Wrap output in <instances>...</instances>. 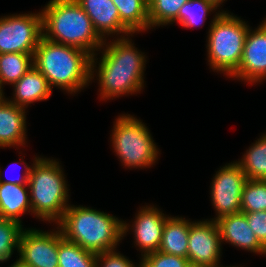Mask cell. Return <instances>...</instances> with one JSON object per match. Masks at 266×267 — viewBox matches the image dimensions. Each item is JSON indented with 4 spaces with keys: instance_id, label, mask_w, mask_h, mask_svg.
<instances>
[{
    "instance_id": "obj_1",
    "label": "cell",
    "mask_w": 266,
    "mask_h": 267,
    "mask_svg": "<svg viewBox=\"0 0 266 267\" xmlns=\"http://www.w3.org/2000/svg\"><path fill=\"white\" fill-rule=\"evenodd\" d=\"M130 36L132 35L123 38L117 36L110 42L104 40L100 48L103 49L100 61L97 62L98 53L91 58V81L96 74L100 86L99 95L103 100L138 94L144 88L146 58L143 52L135 48Z\"/></svg>"
},
{
    "instance_id": "obj_2",
    "label": "cell",
    "mask_w": 266,
    "mask_h": 267,
    "mask_svg": "<svg viewBox=\"0 0 266 267\" xmlns=\"http://www.w3.org/2000/svg\"><path fill=\"white\" fill-rule=\"evenodd\" d=\"M91 58L88 52L42 36L33 55V64L46 77L51 89L55 86L76 94L91 82Z\"/></svg>"
},
{
    "instance_id": "obj_3",
    "label": "cell",
    "mask_w": 266,
    "mask_h": 267,
    "mask_svg": "<svg viewBox=\"0 0 266 267\" xmlns=\"http://www.w3.org/2000/svg\"><path fill=\"white\" fill-rule=\"evenodd\" d=\"M62 236L95 254L116 250L123 239V221L96 209L69 205L56 223Z\"/></svg>"
},
{
    "instance_id": "obj_4",
    "label": "cell",
    "mask_w": 266,
    "mask_h": 267,
    "mask_svg": "<svg viewBox=\"0 0 266 267\" xmlns=\"http://www.w3.org/2000/svg\"><path fill=\"white\" fill-rule=\"evenodd\" d=\"M44 7L41 10L44 38L79 48L91 56L101 50L104 40L76 0H50Z\"/></svg>"
},
{
    "instance_id": "obj_5",
    "label": "cell",
    "mask_w": 266,
    "mask_h": 267,
    "mask_svg": "<svg viewBox=\"0 0 266 267\" xmlns=\"http://www.w3.org/2000/svg\"><path fill=\"white\" fill-rule=\"evenodd\" d=\"M67 185L59 161L35 157L28 180L32 214L56 224L69 206Z\"/></svg>"
},
{
    "instance_id": "obj_6",
    "label": "cell",
    "mask_w": 266,
    "mask_h": 267,
    "mask_svg": "<svg viewBox=\"0 0 266 267\" xmlns=\"http://www.w3.org/2000/svg\"><path fill=\"white\" fill-rule=\"evenodd\" d=\"M210 21L207 39V58L213 71L229 78L237 71L243 55L249 25L236 15L218 11Z\"/></svg>"
},
{
    "instance_id": "obj_7",
    "label": "cell",
    "mask_w": 266,
    "mask_h": 267,
    "mask_svg": "<svg viewBox=\"0 0 266 267\" xmlns=\"http://www.w3.org/2000/svg\"><path fill=\"white\" fill-rule=\"evenodd\" d=\"M111 141L122 165L128 168H150L158 159L159 149L147 126L130 114L115 119Z\"/></svg>"
},
{
    "instance_id": "obj_8",
    "label": "cell",
    "mask_w": 266,
    "mask_h": 267,
    "mask_svg": "<svg viewBox=\"0 0 266 267\" xmlns=\"http://www.w3.org/2000/svg\"><path fill=\"white\" fill-rule=\"evenodd\" d=\"M42 36L41 11L0 17V54H34Z\"/></svg>"
},
{
    "instance_id": "obj_9",
    "label": "cell",
    "mask_w": 266,
    "mask_h": 267,
    "mask_svg": "<svg viewBox=\"0 0 266 267\" xmlns=\"http://www.w3.org/2000/svg\"><path fill=\"white\" fill-rule=\"evenodd\" d=\"M247 180L237 162L220 167L212 179L210 190L217 217L210 220L240 212L242 191Z\"/></svg>"
},
{
    "instance_id": "obj_10",
    "label": "cell",
    "mask_w": 266,
    "mask_h": 267,
    "mask_svg": "<svg viewBox=\"0 0 266 267\" xmlns=\"http://www.w3.org/2000/svg\"><path fill=\"white\" fill-rule=\"evenodd\" d=\"M190 221L187 259L192 267L220 264L222 241L215 220Z\"/></svg>"
},
{
    "instance_id": "obj_11",
    "label": "cell",
    "mask_w": 266,
    "mask_h": 267,
    "mask_svg": "<svg viewBox=\"0 0 266 267\" xmlns=\"http://www.w3.org/2000/svg\"><path fill=\"white\" fill-rule=\"evenodd\" d=\"M46 232L23 229L19 242V259L29 267H59L58 227Z\"/></svg>"
},
{
    "instance_id": "obj_12",
    "label": "cell",
    "mask_w": 266,
    "mask_h": 267,
    "mask_svg": "<svg viewBox=\"0 0 266 267\" xmlns=\"http://www.w3.org/2000/svg\"><path fill=\"white\" fill-rule=\"evenodd\" d=\"M230 78L250 84L266 80V18L253 31L249 27L241 62Z\"/></svg>"
},
{
    "instance_id": "obj_13",
    "label": "cell",
    "mask_w": 266,
    "mask_h": 267,
    "mask_svg": "<svg viewBox=\"0 0 266 267\" xmlns=\"http://www.w3.org/2000/svg\"><path fill=\"white\" fill-rule=\"evenodd\" d=\"M140 208L132 225L123 221V236H126L125 234L129 229H132L134 243L139 247L142 252L141 255L144 257L159 250L164 223L169 216L162 213L154 205Z\"/></svg>"
},
{
    "instance_id": "obj_14",
    "label": "cell",
    "mask_w": 266,
    "mask_h": 267,
    "mask_svg": "<svg viewBox=\"0 0 266 267\" xmlns=\"http://www.w3.org/2000/svg\"><path fill=\"white\" fill-rule=\"evenodd\" d=\"M76 2L89 16L95 31L103 40L109 35L114 37L115 34L116 36L122 34L120 38L133 35L121 22L119 11L112 0H76Z\"/></svg>"
},
{
    "instance_id": "obj_15",
    "label": "cell",
    "mask_w": 266,
    "mask_h": 267,
    "mask_svg": "<svg viewBox=\"0 0 266 267\" xmlns=\"http://www.w3.org/2000/svg\"><path fill=\"white\" fill-rule=\"evenodd\" d=\"M223 243H229L237 248L255 254L266 255V248L256 238L249 227L244 213L226 215L215 220Z\"/></svg>"
},
{
    "instance_id": "obj_16",
    "label": "cell",
    "mask_w": 266,
    "mask_h": 267,
    "mask_svg": "<svg viewBox=\"0 0 266 267\" xmlns=\"http://www.w3.org/2000/svg\"><path fill=\"white\" fill-rule=\"evenodd\" d=\"M26 109L0 96V148L19 147L26 142Z\"/></svg>"
},
{
    "instance_id": "obj_17",
    "label": "cell",
    "mask_w": 266,
    "mask_h": 267,
    "mask_svg": "<svg viewBox=\"0 0 266 267\" xmlns=\"http://www.w3.org/2000/svg\"><path fill=\"white\" fill-rule=\"evenodd\" d=\"M13 88V99H6L25 109L29 104L49 99L52 94L46 77L34 66L13 84Z\"/></svg>"
},
{
    "instance_id": "obj_18",
    "label": "cell",
    "mask_w": 266,
    "mask_h": 267,
    "mask_svg": "<svg viewBox=\"0 0 266 267\" xmlns=\"http://www.w3.org/2000/svg\"><path fill=\"white\" fill-rule=\"evenodd\" d=\"M28 190V185L0 183V218L21 223L20 217L22 214L31 212L32 215Z\"/></svg>"
},
{
    "instance_id": "obj_19",
    "label": "cell",
    "mask_w": 266,
    "mask_h": 267,
    "mask_svg": "<svg viewBox=\"0 0 266 267\" xmlns=\"http://www.w3.org/2000/svg\"><path fill=\"white\" fill-rule=\"evenodd\" d=\"M190 220L169 216L163 228L160 252L187 258Z\"/></svg>"
},
{
    "instance_id": "obj_20",
    "label": "cell",
    "mask_w": 266,
    "mask_h": 267,
    "mask_svg": "<svg viewBox=\"0 0 266 267\" xmlns=\"http://www.w3.org/2000/svg\"><path fill=\"white\" fill-rule=\"evenodd\" d=\"M121 22L134 34L150 29L148 0H112Z\"/></svg>"
},
{
    "instance_id": "obj_21",
    "label": "cell",
    "mask_w": 266,
    "mask_h": 267,
    "mask_svg": "<svg viewBox=\"0 0 266 267\" xmlns=\"http://www.w3.org/2000/svg\"><path fill=\"white\" fill-rule=\"evenodd\" d=\"M33 55L24 53L0 54V93L4 95V84H15L33 66Z\"/></svg>"
},
{
    "instance_id": "obj_22",
    "label": "cell",
    "mask_w": 266,
    "mask_h": 267,
    "mask_svg": "<svg viewBox=\"0 0 266 267\" xmlns=\"http://www.w3.org/2000/svg\"><path fill=\"white\" fill-rule=\"evenodd\" d=\"M97 254L83 249L75 242L62 236L58 228V265L59 267H96Z\"/></svg>"
},
{
    "instance_id": "obj_23",
    "label": "cell",
    "mask_w": 266,
    "mask_h": 267,
    "mask_svg": "<svg viewBox=\"0 0 266 267\" xmlns=\"http://www.w3.org/2000/svg\"><path fill=\"white\" fill-rule=\"evenodd\" d=\"M251 180H266V134L260 136L246 150L242 159L236 161Z\"/></svg>"
},
{
    "instance_id": "obj_24",
    "label": "cell",
    "mask_w": 266,
    "mask_h": 267,
    "mask_svg": "<svg viewBox=\"0 0 266 267\" xmlns=\"http://www.w3.org/2000/svg\"><path fill=\"white\" fill-rule=\"evenodd\" d=\"M188 0H148L150 29L156 26L178 23L179 9Z\"/></svg>"
},
{
    "instance_id": "obj_25",
    "label": "cell",
    "mask_w": 266,
    "mask_h": 267,
    "mask_svg": "<svg viewBox=\"0 0 266 267\" xmlns=\"http://www.w3.org/2000/svg\"><path fill=\"white\" fill-rule=\"evenodd\" d=\"M217 6L209 0H188L178 12V23L185 28L203 26L207 15L217 10Z\"/></svg>"
},
{
    "instance_id": "obj_26",
    "label": "cell",
    "mask_w": 266,
    "mask_h": 267,
    "mask_svg": "<svg viewBox=\"0 0 266 267\" xmlns=\"http://www.w3.org/2000/svg\"><path fill=\"white\" fill-rule=\"evenodd\" d=\"M22 223L0 218V263L8 261L14 250L19 251Z\"/></svg>"
},
{
    "instance_id": "obj_27",
    "label": "cell",
    "mask_w": 266,
    "mask_h": 267,
    "mask_svg": "<svg viewBox=\"0 0 266 267\" xmlns=\"http://www.w3.org/2000/svg\"><path fill=\"white\" fill-rule=\"evenodd\" d=\"M266 210V180L248 179L241 196V213Z\"/></svg>"
},
{
    "instance_id": "obj_28",
    "label": "cell",
    "mask_w": 266,
    "mask_h": 267,
    "mask_svg": "<svg viewBox=\"0 0 266 267\" xmlns=\"http://www.w3.org/2000/svg\"><path fill=\"white\" fill-rule=\"evenodd\" d=\"M141 258L140 267H192L187 258L160 251Z\"/></svg>"
},
{
    "instance_id": "obj_29",
    "label": "cell",
    "mask_w": 266,
    "mask_h": 267,
    "mask_svg": "<svg viewBox=\"0 0 266 267\" xmlns=\"http://www.w3.org/2000/svg\"><path fill=\"white\" fill-rule=\"evenodd\" d=\"M96 267H140V262L135 266L129 258L111 250L97 254Z\"/></svg>"
},
{
    "instance_id": "obj_30",
    "label": "cell",
    "mask_w": 266,
    "mask_h": 267,
    "mask_svg": "<svg viewBox=\"0 0 266 267\" xmlns=\"http://www.w3.org/2000/svg\"><path fill=\"white\" fill-rule=\"evenodd\" d=\"M244 214L256 238L266 248V210Z\"/></svg>"
},
{
    "instance_id": "obj_31",
    "label": "cell",
    "mask_w": 266,
    "mask_h": 267,
    "mask_svg": "<svg viewBox=\"0 0 266 267\" xmlns=\"http://www.w3.org/2000/svg\"><path fill=\"white\" fill-rule=\"evenodd\" d=\"M23 162V164L25 165V170H24V174H22V176H20V178H8L6 180H3V173L1 172L0 169V183H11V184H19V185H28V180H29V174H30V170H31V165L29 167L28 163L26 164V162H24L23 160L20 161V163Z\"/></svg>"
},
{
    "instance_id": "obj_32",
    "label": "cell",
    "mask_w": 266,
    "mask_h": 267,
    "mask_svg": "<svg viewBox=\"0 0 266 267\" xmlns=\"http://www.w3.org/2000/svg\"><path fill=\"white\" fill-rule=\"evenodd\" d=\"M8 267H29V266L25 265L20 259H16V261Z\"/></svg>"
},
{
    "instance_id": "obj_33",
    "label": "cell",
    "mask_w": 266,
    "mask_h": 267,
    "mask_svg": "<svg viewBox=\"0 0 266 267\" xmlns=\"http://www.w3.org/2000/svg\"><path fill=\"white\" fill-rule=\"evenodd\" d=\"M209 1H211L212 3H214L217 7H220V4L222 5V3L225 0H209Z\"/></svg>"
},
{
    "instance_id": "obj_34",
    "label": "cell",
    "mask_w": 266,
    "mask_h": 267,
    "mask_svg": "<svg viewBox=\"0 0 266 267\" xmlns=\"http://www.w3.org/2000/svg\"><path fill=\"white\" fill-rule=\"evenodd\" d=\"M202 267H223L220 264L218 265H212V266H202ZM226 267H231V266H226ZM232 267H236V266H232ZM238 267V266H237Z\"/></svg>"
}]
</instances>
